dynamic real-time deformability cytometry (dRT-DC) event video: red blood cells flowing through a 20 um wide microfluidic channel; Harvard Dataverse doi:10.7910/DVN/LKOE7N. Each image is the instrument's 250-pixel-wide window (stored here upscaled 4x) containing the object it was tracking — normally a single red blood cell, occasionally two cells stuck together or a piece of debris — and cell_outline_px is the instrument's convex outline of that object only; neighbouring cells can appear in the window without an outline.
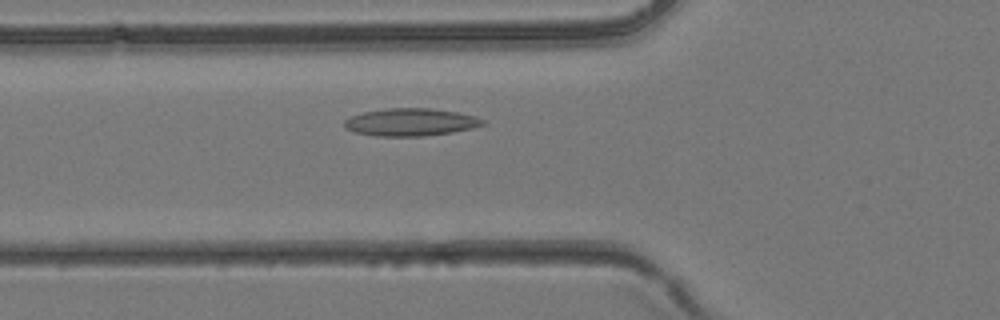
{"species": "common noctule bat (a hibernating species)", "species_latin": "Nyctalus noctula", "temperature_condition": "room temperature", "stored_images_in_passage": 32, "camera_frame_rate_fps": 3000, "um_per_image_px": 0.085, "animal": {"sex": "female", "body_mass_g": 24.6, "forearm_length_mm": 56.2}, "frame": {"image": 1, "passage_image": 7, "time_ms": 2.0, "image_size_px": [1000, 320], "cell_outline_px": [[488, 124], [472, 128], [452, 132], [424, 136], [376, 136], [356, 132], [344, 128], [344, 120], [352, 116], [364, 112], [384, 108], [428, 108], [456, 112], [476, 116], [484, 120]], "centroid_in_image_um": [34.92, 10.38], "position_along_channel_um": 90.9, "area_um2": 22.25}}
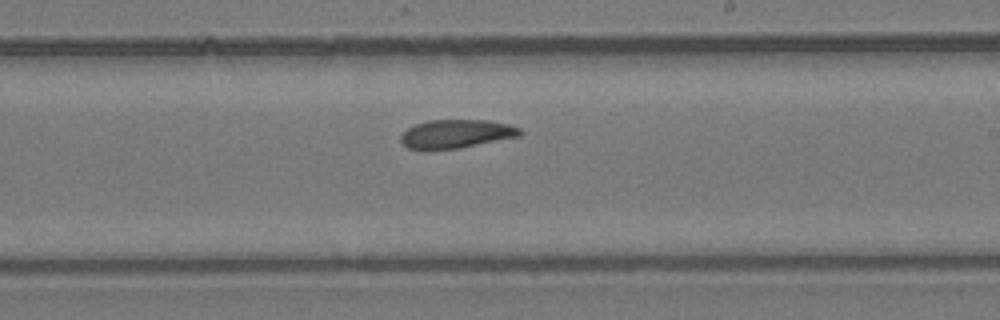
{"frame": {"image": 2, "passage_image": 17, "time_ms": 5.333, "image_size_px": [1000, 320], "cell_outline_px": [[524, 132], [520, 136], [460, 148], [408, 148], [400, 144], [400, 136], [408, 128], [416, 124], [428, 120], [488, 120], [508, 124], [520, 128]], "centroid_in_image_um": [38.81, 11.36], "position_along_channel_um": 250.2, "area_um2": 19.65}}
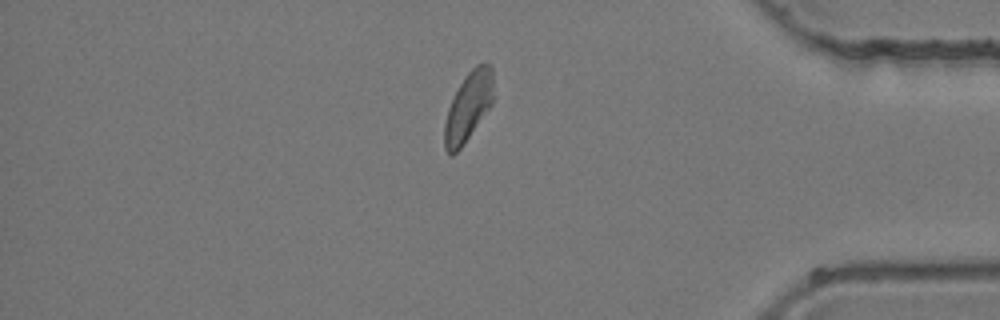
{"frame": {"image": 3, "passage_image": 28, "time_ms": 9.0, "image_size_px": [1000, 320], "cell_outline_px": [[492, 104], [460, 148], [452, 156], [444, 148], [444, 124], [448, 108], [464, 76], [476, 64], [484, 60], [492, 64]], "centroid_in_image_um": [39.8, 9.01], "position_along_channel_um": 395.4, "area_um2": 19.48}}